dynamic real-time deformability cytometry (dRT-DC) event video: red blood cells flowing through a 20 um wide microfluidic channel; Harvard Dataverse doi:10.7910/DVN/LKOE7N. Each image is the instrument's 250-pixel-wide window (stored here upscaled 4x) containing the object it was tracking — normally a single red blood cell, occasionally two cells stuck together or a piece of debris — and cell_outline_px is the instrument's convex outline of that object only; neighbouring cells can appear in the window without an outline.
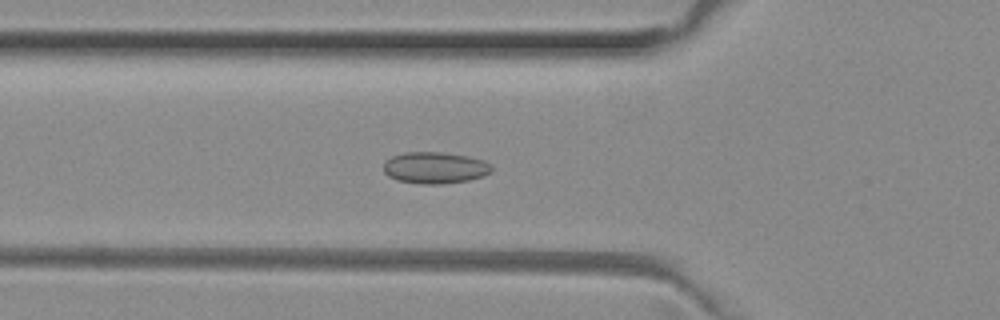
{"species": "common noctule bat (a hibernating species)", "species_latin": "Nyctalus noctula", "temperature_condition": "room temperature", "stored_images_in_passage": 52, "camera_frame_rate_fps": 3000, "um_per_image_px": 0.085, "animal": {"sex": "female", "body_mass_g": 29.2, "forearm_length_mm": 56.3}, "frame": {"image": 1, "passage_image": 18, "time_ms": 5.667, "image_size_px": [1000, 320], "cell_outline_px": [[492, 172], [484, 176], [468, 180], [440, 184], [420, 184], [396, 180], [388, 176], [384, 172], [384, 160], [392, 156], [404, 152], [440, 152], [468, 156], [484, 160], [492, 164]], "centroid_in_image_um": [36.97, 14.26], "position_along_channel_um": 88.8, "area_um2": 20.11}}
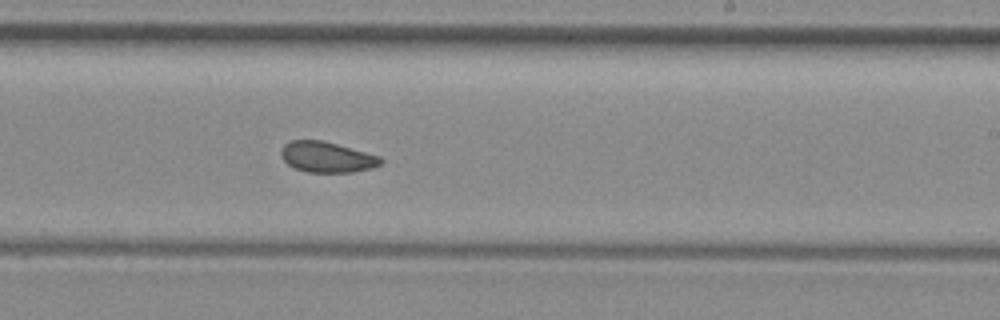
{"frame": {"image": 2, "passage_image": 31, "time_ms": 10.0, "image_size_px": [1000, 320], "cell_outline_px": [[384, 160], [380, 164], [372, 168], [352, 172], [308, 172], [296, 168], [288, 164], [280, 156], [280, 152], [284, 144], [292, 140], [324, 140], [380, 156]], "centroid_in_image_um": [27.79, 13.34], "position_along_channel_um": 261.2, "area_um2": 17.8}}
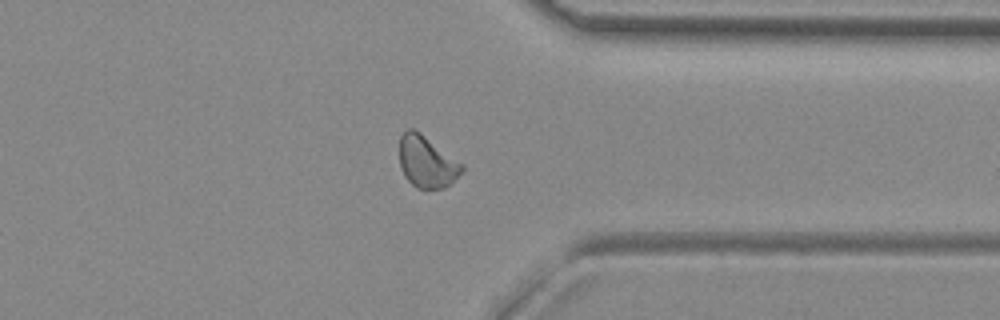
{"frame": {"image": 3, "passage_image": 40, "time_ms": 13.0, "image_size_px": [1000, 320], "cell_outline_px": [[464, 172], [444, 188], [416, 188], [404, 176], [400, 168], [400, 136], [408, 128], [412, 128], [420, 132], [464, 164]], "centroid_in_image_um": [36.29, 13.75], "position_along_channel_um": 375.1, "area_um2": 18.9}, "authors_computed_cell_mechanics": {"area_um2": 18.6694, "velocity_mm_per_s": 3.969, "shape_relaxation_time_tau1_ms": null, "shape_relaxation_time_tau2_ms": 2.3324, "deformation_change_tau1": null, "deformation_change_tau2": 0.0715}}